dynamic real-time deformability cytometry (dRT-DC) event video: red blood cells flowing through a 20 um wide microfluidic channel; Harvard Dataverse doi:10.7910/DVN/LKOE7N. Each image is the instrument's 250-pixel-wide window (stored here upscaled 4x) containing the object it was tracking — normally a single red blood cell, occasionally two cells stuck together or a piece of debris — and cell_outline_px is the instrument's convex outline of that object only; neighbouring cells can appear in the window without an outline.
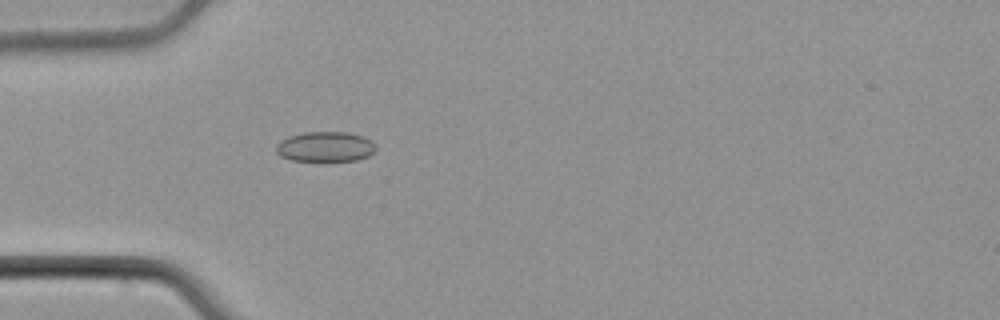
{"species": "common noctule bat (a hibernating species)", "species_latin": "Nyctalus noctula", "temperature_condition": "cold", "stored_images_in_passage": 52, "camera_frame_rate_fps": 3000, "um_per_image_px": 0.085, "animal": {"sex": "male", "body_mass_g": 21.5, "forearm_length_mm": 52.0}, "frame": {"image": 1, "passage_image": 16, "time_ms": 5.0, "image_size_px": [1000, 320], "cell_outline_px": [[376, 152], [368, 156], [356, 160], [324, 164], [292, 160], [280, 156], [276, 152], [276, 144], [280, 140], [288, 136], [304, 132], [348, 132], [364, 136], [376, 144]], "centroid_in_image_um": [27.66, 12.52], "position_along_channel_um": 57.3, "area_um2": 18.5}}
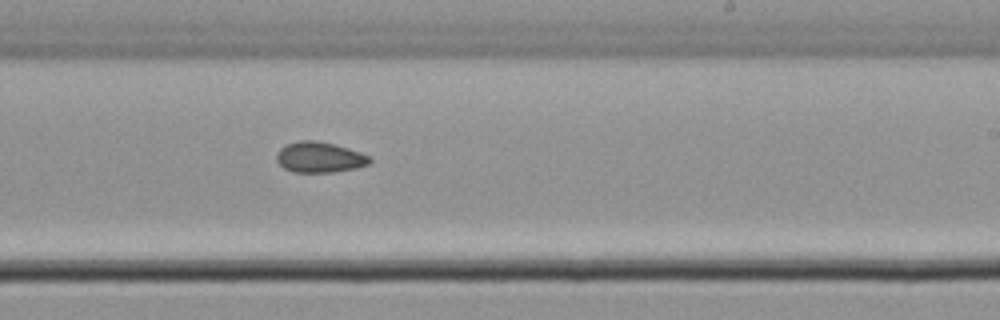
{"frame": {"image": 2, "passage_image": 32, "time_ms": 10.333, "image_size_px": [1000, 320], "cell_outline_px": [[372, 160], [368, 164], [356, 168], [332, 172], [292, 172], [284, 168], [276, 160], [276, 152], [280, 148], [288, 144], [300, 140], [316, 140], [348, 148], [360, 152], [368, 156]], "centroid_in_image_um": [27.13, 13.37], "position_along_channel_um": 261.9, "area_um2": 16.53}}
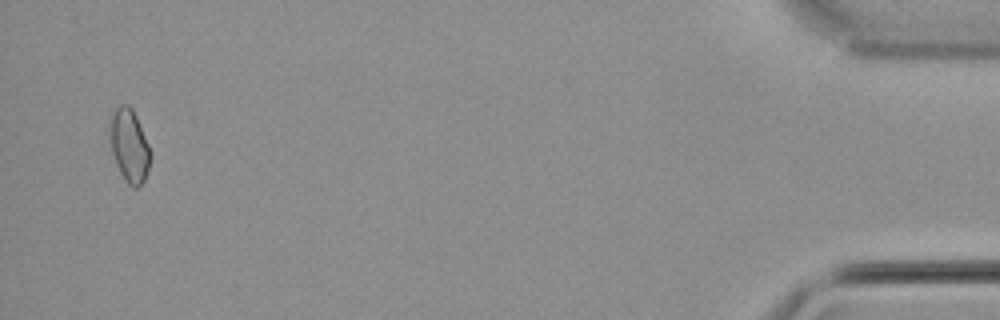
{"frame": {"image": 3, "passage_image": 51, "time_ms": 16.667, "image_size_px": [1000, 320], "cell_outline_px": [[148, 168], [144, 180], [136, 188], [132, 188], [128, 184], [120, 172], [116, 164], [112, 152], [108, 128], [108, 116], [120, 104], [128, 104], [132, 108], [136, 116], [148, 144]], "centroid_in_image_um": [10.92, 12.32], "position_along_channel_um": 424.3, "area_um2": 17.11}, "authors_computed_cell_mechanics": {"area_um2": 16.8198, "velocity_mm_per_s": 3.9329, "shape_relaxation_time_tau1_ms": 7.6827, "shape_relaxation_time_tau2_ms": null, "deformation_change_tau1": 0.0628, "deformation_change_tau2": null}}